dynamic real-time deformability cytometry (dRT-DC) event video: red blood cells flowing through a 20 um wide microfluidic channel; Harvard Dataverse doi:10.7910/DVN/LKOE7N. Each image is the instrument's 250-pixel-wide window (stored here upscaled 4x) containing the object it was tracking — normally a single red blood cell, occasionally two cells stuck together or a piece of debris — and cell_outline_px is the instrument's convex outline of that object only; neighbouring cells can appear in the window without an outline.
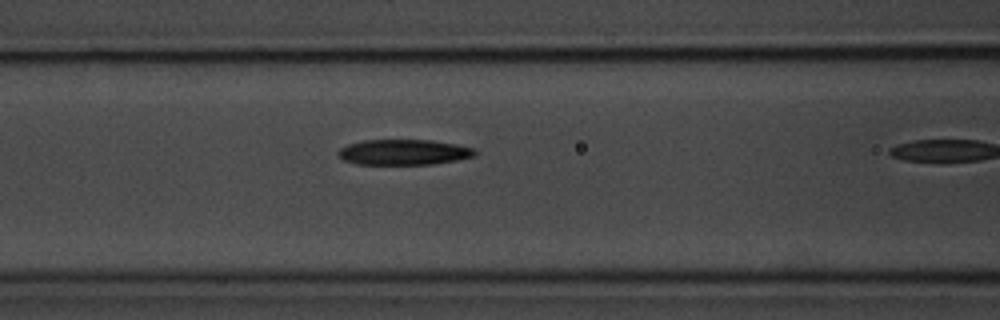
{"species": "common noctule bat (a hibernating species)", "species_latin": "Nyctalus noctula", "temperature_condition": "room temperature", "stored_images_in_passage": 10, "camera_frame_rate_fps": 3000, "um_per_image_px": 0.085, "animal": {"sex": "male", "body_mass_g": 20.1, "forearm_length_mm": 53.5}, "frame": {"image": 1, "passage_image": 9, "time_ms": 2.667, "image_size_px": [1000, 320], "cell_outline_px": [[476, 156], [456, 160], [432, 164], [356, 164], [344, 160], [336, 152], [340, 148], [348, 144], [364, 140], [432, 140], [456, 144], [476, 148]], "centroid_in_image_um": [34.34, 12.93], "position_along_channel_um": 132.3, "area_um2": 20.35}}